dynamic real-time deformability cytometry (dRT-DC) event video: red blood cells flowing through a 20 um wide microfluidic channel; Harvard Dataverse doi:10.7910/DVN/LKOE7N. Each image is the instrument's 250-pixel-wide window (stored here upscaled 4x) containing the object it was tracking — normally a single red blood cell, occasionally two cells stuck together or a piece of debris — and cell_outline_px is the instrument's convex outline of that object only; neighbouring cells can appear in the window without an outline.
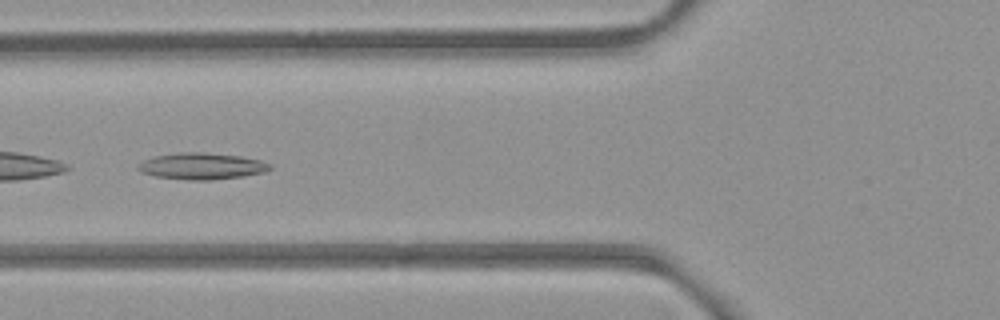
{"species": "common noctule bat (a hibernating species)", "species_latin": "Nyctalus noctula", "temperature_condition": "room temperature", "stored_images_in_passage": 47, "camera_frame_rate_fps": 3000, "um_per_image_px": 0.085, "animal": {"sex": "female", "body_mass_g": 21.9}, "frame": {"image": 1, "passage_image": 16, "time_ms": 5.0, "image_size_px": [1000, 320], "cell_outline_px": [[272, 168], [264, 172], [244, 176], [212, 180], [188, 180], [156, 176], [140, 172], [136, 168], [136, 164], [144, 160], [156, 156], [180, 152], [200, 152], [240, 156], [260, 160], [272, 164]], "centroid_in_image_um": [17.14, 14.12], "position_along_channel_um": 108.7, "area_um2": 20.4}}
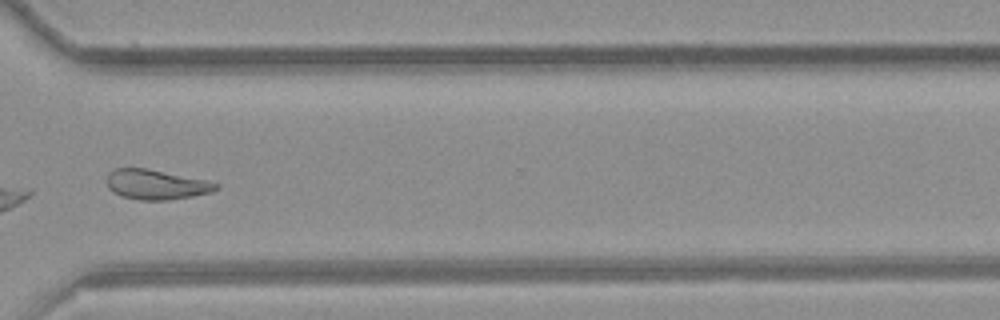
{"frame": {"image": 2, "passage_image": 35, "time_ms": 11.333, "image_size_px": [1000, 320], "cell_outline_px": [[220, 188], [212, 192], [192, 196], [168, 200], [140, 200], [120, 196], [108, 188], [108, 172], [116, 168], [148, 168], [208, 180], [220, 184]], "centroid_in_image_um": [13.31, 15.68], "position_along_channel_um": 357.3, "area_um2": 19.19}}
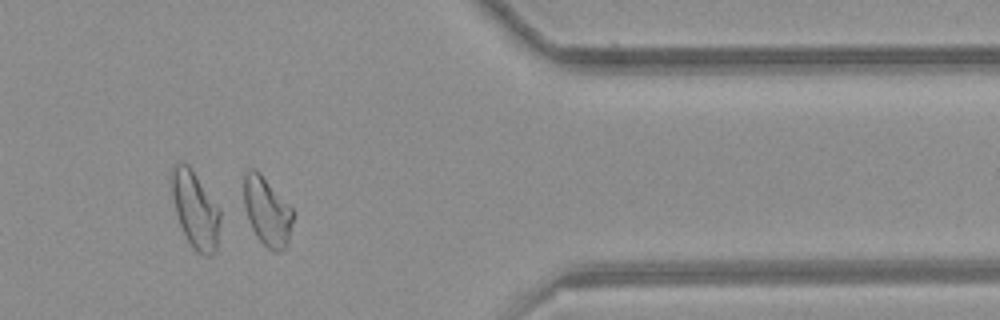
{"frame": {"image": 3, "passage_image": 39, "time_ms": 12.667, "image_size_px": [1000, 320], "cell_outline_px": [[292, 224], [288, 240], [284, 248], [280, 252], [272, 252], [256, 236], [248, 220], [244, 204], [244, 172], [248, 168], [256, 168], [260, 172], [292, 208]], "centroid_in_image_um": [22.67, 17.94], "position_along_channel_um": 388.7, "area_um2": 19.59}, "authors_computed_cell_mechanics": {"area_um2": 20.2878, "velocity_mm_per_s": 3.9293, "shape_relaxation_time_tau1_ms": null, "shape_relaxation_time_tau2_ms": 6.7867, "deformation_change_tau1": null, "deformation_change_tau2": 0.164}}